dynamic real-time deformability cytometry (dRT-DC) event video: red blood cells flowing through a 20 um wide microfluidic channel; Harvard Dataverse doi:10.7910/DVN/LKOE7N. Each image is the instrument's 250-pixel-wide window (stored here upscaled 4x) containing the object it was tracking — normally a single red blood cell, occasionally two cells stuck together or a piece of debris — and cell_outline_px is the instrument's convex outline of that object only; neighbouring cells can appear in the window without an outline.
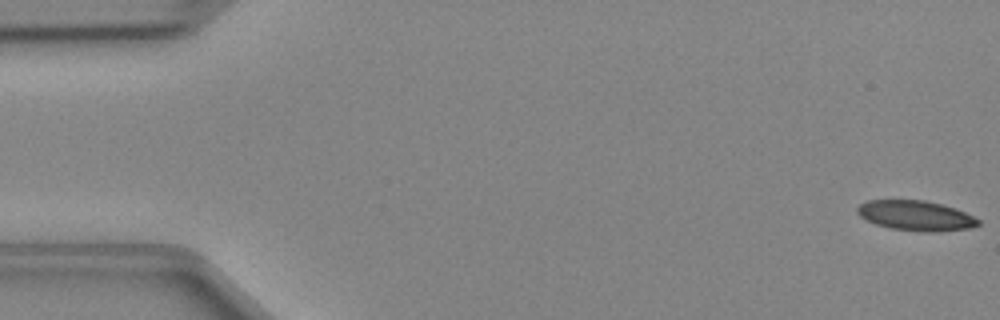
{"species": "Egyptian fruit bat (a non-hibernating species)", "species_latin": "Rousettus aegyptiacus", "temperature_condition": "cold", "stored_images_in_passage": 48, "camera_frame_rate_fps": 3000, "um_per_image_px": 0.085, "animal": {"sex": "female"}, "frame": {"image": 1, "passage_image": 1, "time_ms": 0.0, "image_size_px": [1000, 320], "cell_outline_px": [[980, 224], [972, 228], [940, 232], [924, 232], [888, 228], [876, 224], [860, 216], [856, 212], [856, 208], [860, 204], [868, 200], [924, 200], [956, 208], [980, 220]], "centroid_in_image_um": [77.85, 18.34], "position_along_channel_um": 7.1, "area_um2": 21.27}}
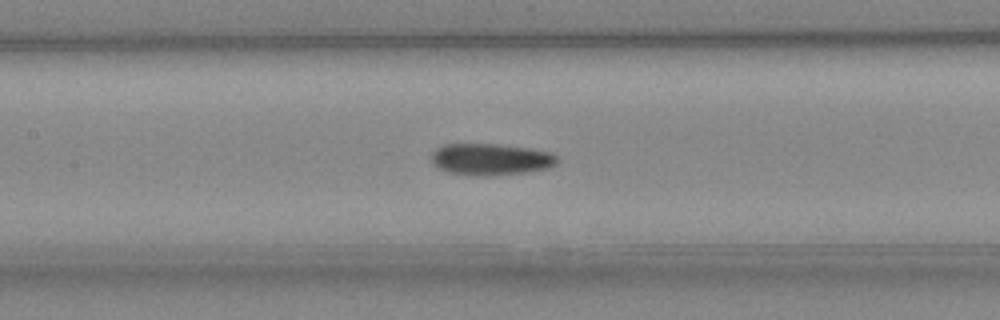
{"frame": {"image": 2, "passage_image": 22, "time_ms": 7.0, "image_size_px": [1000, 320], "cell_outline_px": [[560, 160], [556, 164], [548, 168], [528, 172], [484, 176], [480, 176], [448, 172], [440, 168], [432, 160], [432, 152], [436, 148], [444, 144], [496, 144], [528, 148], [552, 152], [560, 156]], "centroid_in_image_um": [41.78, 13.53], "position_along_channel_um": 165.6, "area_um2": 23.24}}
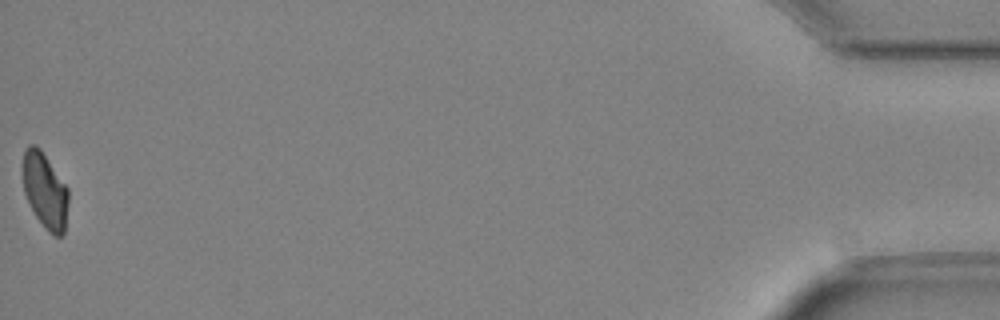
{"frame": {"image": 3, "passage_image": 48, "time_ms": 15.667, "image_size_px": [1000, 320], "cell_outline_px": [[68, 204], [64, 232], [60, 236], [56, 236], [48, 232], [36, 216], [24, 192], [24, 148], [28, 144], [36, 144], [40, 148], [68, 188]], "centroid_in_image_um": [3.84, 16.19], "position_along_channel_um": 431.4, "area_um2": 19.77}}